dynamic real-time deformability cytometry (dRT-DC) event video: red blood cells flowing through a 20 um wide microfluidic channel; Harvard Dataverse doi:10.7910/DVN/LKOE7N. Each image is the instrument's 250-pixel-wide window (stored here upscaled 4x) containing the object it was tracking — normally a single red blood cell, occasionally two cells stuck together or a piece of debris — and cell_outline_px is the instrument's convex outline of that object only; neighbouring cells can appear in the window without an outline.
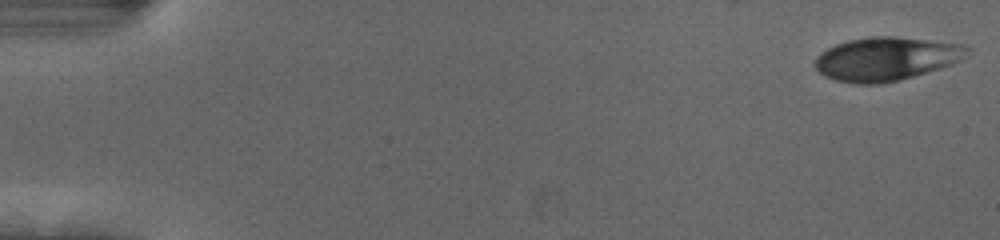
{"species": "human", "species_latin": "Homo sapiens", "temperature_condition": "cold", "stored_images_in_passage": 55, "camera_frame_rate_fps": 3000, "um_per_image_px": 0.085, "donor": {"sex": "female"}, "frame": {"image": 1, "passage_image": 1, "time_ms": 0.0, "image_size_px": [1000, 240], "cell_outline_px": [[972, 48], [960, 60], [952, 64], [940, 68], [900, 80], [876, 84], [856, 84], [836, 80], [824, 76], [816, 68], [816, 56], [820, 52], [836, 44], [848, 40], [868, 36], [892, 36], [964, 44]], "centroid_in_image_um": [75.32, 4.99], "position_along_channel_um": 9.7, "area_um2": 38.55}}
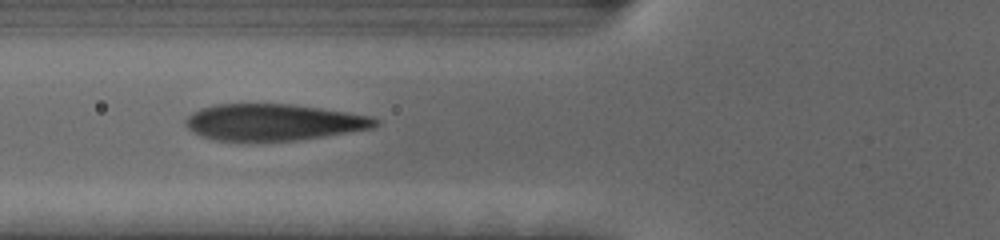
{"frame": {"image": 2, "passage_image": 21, "time_ms": 6.667, "image_size_px": [1000, 240], "cell_outline_px": [[380, 124], [372, 128], [296, 140], [216, 140], [200, 136], [192, 132], [184, 124], [184, 120], [192, 112], [200, 108], [216, 104], [292, 104], [320, 108], [372, 116], [380, 120]], "centroid_in_image_um": [23.22, 10.37], "position_along_channel_um": 102.6, "area_um2": 40.11}}
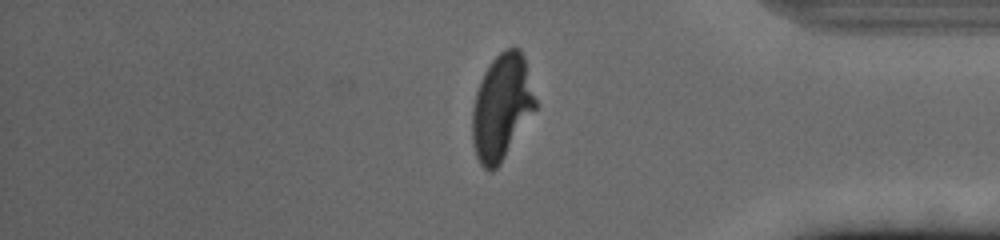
{"frame": {"image": 3, "passage_image": 46, "time_ms": 15.0, "image_size_px": [1000, 240], "cell_outline_px": [[536, 108], [500, 164], [492, 172], [488, 172], [480, 164], [476, 156], [472, 144], [472, 108], [476, 92], [480, 80], [484, 72], [492, 60], [500, 52], [508, 48], [520, 48], [524, 56], [536, 100]], "centroid_in_image_um": [42.62, 9.12], "position_along_channel_um": 392.6, "area_um2": 38.78}, "authors_computed_cell_mechanics": {"area_um2": 39.7086, "velocity_mm_per_s": 3.7007, "shape_relaxation_time_tau1_ms": 3.2337, "shape_relaxation_time_tau2_ms": null, "deformation_change_tau1": 0.1844, "deformation_change_tau2": null}}